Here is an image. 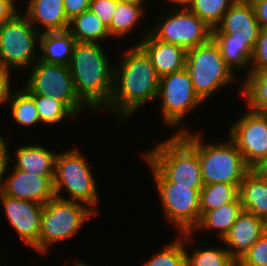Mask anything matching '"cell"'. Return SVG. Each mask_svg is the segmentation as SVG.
<instances>
[{
    "label": "cell",
    "mask_w": 267,
    "mask_h": 266,
    "mask_svg": "<svg viewBox=\"0 0 267 266\" xmlns=\"http://www.w3.org/2000/svg\"><path fill=\"white\" fill-rule=\"evenodd\" d=\"M19 12L18 8L12 6L7 0H0V26L10 21Z\"/></svg>",
    "instance_id": "40"
},
{
    "label": "cell",
    "mask_w": 267,
    "mask_h": 266,
    "mask_svg": "<svg viewBox=\"0 0 267 266\" xmlns=\"http://www.w3.org/2000/svg\"><path fill=\"white\" fill-rule=\"evenodd\" d=\"M212 39L218 45L225 64L233 73H236L235 69L245 67H249L246 75L250 73L253 51L244 42L231 40V35H212Z\"/></svg>",
    "instance_id": "26"
},
{
    "label": "cell",
    "mask_w": 267,
    "mask_h": 266,
    "mask_svg": "<svg viewBox=\"0 0 267 266\" xmlns=\"http://www.w3.org/2000/svg\"><path fill=\"white\" fill-rule=\"evenodd\" d=\"M201 132L180 135L197 151L204 185L211 183L240 184L251 168L230 137L226 142L204 143ZM202 139V140H201Z\"/></svg>",
    "instance_id": "3"
},
{
    "label": "cell",
    "mask_w": 267,
    "mask_h": 266,
    "mask_svg": "<svg viewBox=\"0 0 267 266\" xmlns=\"http://www.w3.org/2000/svg\"><path fill=\"white\" fill-rule=\"evenodd\" d=\"M16 92V93H14ZM10 95L8 104L12 113V117L17 124L22 126H36L39 124L40 118L34 102V98L23 88L20 91H14Z\"/></svg>",
    "instance_id": "30"
},
{
    "label": "cell",
    "mask_w": 267,
    "mask_h": 266,
    "mask_svg": "<svg viewBox=\"0 0 267 266\" xmlns=\"http://www.w3.org/2000/svg\"><path fill=\"white\" fill-rule=\"evenodd\" d=\"M242 211L243 208L240 198L219 208L207 211L200 217L199 223L191 233L212 230V232H216V236L221 241L234 225Z\"/></svg>",
    "instance_id": "23"
},
{
    "label": "cell",
    "mask_w": 267,
    "mask_h": 266,
    "mask_svg": "<svg viewBox=\"0 0 267 266\" xmlns=\"http://www.w3.org/2000/svg\"><path fill=\"white\" fill-rule=\"evenodd\" d=\"M80 152L77 148L57 152L53 180L55 197L84 203L99 215L98 209H95L99 203L97 183L90 165ZM63 189L69 197L61 195Z\"/></svg>",
    "instance_id": "5"
},
{
    "label": "cell",
    "mask_w": 267,
    "mask_h": 266,
    "mask_svg": "<svg viewBox=\"0 0 267 266\" xmlns=\"http://www.w3.org/2000/svg\"><path fill=\"white\" fill-rule=\"evenodd\" d=\"M100 44L76 42L68 65L75 92L88 112L106 110L113 92L114 66Z\"/></svg>",
    "instance_id": "2"
},
{
    "label": "cell",
    "mask_w": 267,
    "mask_h": 266,
    "mask_svg": "<svg viewBox=\"0 0 267 266\" xmlns=\"http://www.w3.org/2000/svg\"><path fill=\"white\" fill-rule=\"evenodd\" d=\"M24 88L30 95L53 97L61 101L76 117L87 108L78 98L69 66L37 60L30 68Z\"/></svg>",
    "instance_id": "10"
},
{
    "label": "cell",
    "mask_w": 267,
    "mask_h": 266,
    "mask_svg": "<svg viewBox=\"0 0 267 266\" xmlns=\"http://www.w3.org/2000/svg\"><path fill=\"white\" fill-rule=\"evenodd\" d=\"M114 68L113 92L108 112L126 120L146 102L157 99L160 77L147 53L136 45L125 51Z\"/></svg>",
    "instance_id": "1"
},
{
    "label": "cell",
    "mask_w": 267,
    "mask_h": 266,
    "mask_svg": "<svg viewBox=\"0 0 267 266\" xmlns=\"http://www.w3.org/2000/svg\"><path fill=\"white\" fill-rule=\"evenodd\" d=\"M162 104L163 121L168 127L178 128L174 134H181L189 129L180 125L184 116L203 102L193 88L192 80L188 71L184 68L160 77L157 99ZM181 128V129H180Z\"/></svg>",
    "instance_id": "11"
},
{
    "label": "cell",
    "mask_w": 267,
    "mask_h": 266,
    "mask_svg": "<svg viewBox=\"0 0 267 266\" xmlns=\"http://www.w3.org/2000/svg\"><path fill=\"white\" fill-rule=\"evenodd\" d=\"M76 40L68 30L41 32L39 36V60L50 64L68 66ZM41 51V52H40Z\"/></svg>",
    "instance_id": "20"
},
{
    "label": "cell",
    "mask_w": 267,
    "mask_h": 266,
    "mask_svg": "<svg viewBox=\"0 0 267 266\" xmlns=\"http://www.w3.org/2000/svg\"><path fill=\"white\" fill-rule=\"evenodd\" d=\"M169 224L181 233H191L200 221V191L171 182L144 154Z\"/></svg>",
    "instance_id": "7"
},
{
    "label": "cell",
    "mask_w": 267,
    "mask_h": 266,
    "mask_svg": "<svg viewBox=\"0 0 267 266\" xmlns=\"http://www.w3.org/2000/svg\"><path fill=\"white\" fill-rule=\"evenodd\" d=\"M266 231L263 218L243 210L220 242L237 261Z\"/></svg>",
    "instance_id": "17"
},
{
    "label": "cell",
    "mask_w": 267,
    "mask_h": 266,
    "mask_svg": "<svg viewBox=\"0 0 267 266\" xmlns=\"http://www.w3.org/2000/svg\"><path fill=\"white\" fill-rule=\"evenodd\" d=\"M228 132L250 168L267 157V117L264 113L246 111Z\"/></svg>",
    "instance_id": "13"
},
{
    "label": "cell",
    "mask_w": 267,
    "mask_h": 266,
    "mask_svg": "<svg viewBox=\"0 0 267 266\" xmlns=\"http://www.w3.org/2000/svg\"><path fill=\"white\" fill-rule=\"evenodd\" d=\"M267 67V28L261 29L250 64V73Z\"/></svg>",
    "instance_id": "35"
},
{
    "label": "cell",
    "mask_w": 267,
    "mask_h": 266,
    "mask_svg": "<svg viewBox=\"0 0 267 266\" xmlns=\"http://www.w3.org/2000/svg\"><path fill=\"white\" fill-rule=\"evenodd\" d=\"M74 266H89V265H86L85 263H83L82 261H77L74 263Z\"/></svg>",
    "instance_id": "44"
},
{
    "label": "cell",
    "mask_w": 267,
    "mask_h": 266,
    "mask_svg": "<svg viewBox=\"0 0 267 266\" xmlns=\"http://www.w3.org/2000/svg\"><path fill=\"white\" fill-rule=\"evenodd\" d=\"M7 1H8L12 6H14L15 8L17 7V6H15V5H17V4H15L17 0H7Z\"/></svg>",
    "instance_id": "45"
},
{
    "label": "cell",
    "mask_w": 267,
    "mask_h": 266,
    "mask_svg": "<svg viewBox=\"0 0 267 266\" xmlns=\"http://www.w3.org/2000/svg\"><path fill=\"white\" fill-rule=\"evenodd\" d=\"M98 215L88 205L54 197L43 205L38 243L33 250L48 253L50 246L74 238L84 222Z\"/></svg>",
    "instance_id": "6"
},
{
    "label": "cell",
    "mask_w": 267,
    "mask_h": 266,
    "mask_svg": "<svg viewBox=\"0 0 267 266\" xmlns=\"http://www.w3.org/2000/svg\"><path fill=\"white\" fill-rule=\"evenodd\" d=\"M68 31L76 42L100 43L111 38L108 28L90 9L70 20Z\"/></svg>",
    "instance_id": "25"
},
{
    "label": "cell",
    "mask_w": 267,
    "mask_h": 266,
    "mask_svg": "<svg viewBox=\"0 0 267 266\" xmlns=\"http://www.w3.org/2000/svg\"><path fill=\"white\" fill-rule=\"evenodd\" d=\"M240 184L211 183L200 191V217L207 211L219 208L239 198Z\"/></svg>",
    "instance_id": "28"
},
{
    "label": "cell",
    "mask_w": 267,
    "mask_h": 266,
    "mask_svg": "<svg viewBox=\"0 0 267 266\" xmlns=\"http://www.w3.org/2000/svg\"><path fill=\"white\" fill-rule=\"evenodd\" d=\"M251 170L262 180L267 182V157L260 160Z\"/></svg>",
    "instance_id": "42"
},
{
    "label": "cell",
    "mask_w": 267,
    "mask_h": 266,
    "mask_svg": "<svg viewBox=\"0 0 267 266\" xmlns=\"http://www.w3.org/2000/svg\"><path fill=\"white\" fill-rule=\"evenodd\" d=\"M143 34L141 40L137 39L136 45H139L150 57L159 77L185 68L186 49L154 38L149 33V28Z\"/></svg>",
    "instance_id": "18"
},
{
    "label": "cell",
    "mask_w": 267,
    "mask_h": 266,
    "mask_svg": "<svg viewBox=\"0 0 267 266\" xmlns=\"http://www.w3.org/2000/svg\"><path fill=\"white\" fill-rule=\"evenodd\" d=\"M222 246L197 248L191 254L186 250V266H237V261Z\"/></svg>",
    "instance_id": "31"
},
{
    "label": "cell",
    "mask_w": 267,
    "mask_h": 266,
    "mask_svg": "<svg viewBox=\"0 0 267 266\" xmlns=\"http://www.w3.org/2000/svg\"><path fill=\"white\" fill-rule=\"evenodd\" d=\"M90 1L91 0H63L64 12L68 21L88 10Z\"/></svg>",
    "instance_id": "37"
},
{
    "label": "cell",
    "mask_w": 267,
    "mask_h": 266,
    "mask_svg": "<svg viewBox=\"0 0 267 266\" xmlns=\"http://www.w3.org/2000/svg\"><path fill=\"white\" fill-rule=\"evenodd\" d=\"M185 69L190 75L194 91L203 102L236 80V74L225 64L212 38L187 50Z\"/></svg>",
    "instance_id": "8"
},
{
    "label": "cell",
    "mask_w": 267,
    "mask_h": 266,
    "mask_svg": "<svg viewBox=\"0 0 267 266\" xmlns=\"http://www.w3.org/2000/svg\"><path fill=\"white\" fill-rule=\"evenodd\" d=\"M261 29L267 28V0H249Z\"/></svg>",
    "instance_id": "39"
},
{
    "label": "cell",
    "mask_w": 267,
    "mask_h": 266,
    "mask_svg": "<svg viewBox=\"0 0 267 266\" xmlns=\"http://www.w3.org/2000/svg\"><path fill=\"white\" fill-rule=\"evenodd\" d=\"M144 2L142 0H118L111 25L108 28L111 38L120 39L134 32L133 29L145 15Z\"/></svg>",
    "instance_id": "24"
},
{
    "label": "cell",
    "mask_w": 267,
    "mask_h": 266,
    "mask_svg": "<svg viewBox=\"0 0 267 266\" xmlns=\"http://www.w3.org/2000/svg\"><path fill=\"white\" fill-rule=\"evenodd\" d=\"M3 138L4 137L3 135H1L0 132V183H1L2 173L7 161V150H8L7 140Z\"/></svg>",
    "instance_id": "41"
},
{
    "label": "cell",
    "mask_w": 267,
    "mask_h": 266,
    "mask_svg": "<svg viewBox=\"0 0 267 266\" xmlns=\"http://www.w3.org/2000/svg\"><path fill=\"white\" fill-rule=\"evenodd\" d=\"M37 108V112L41 123L57 124L69 117L76 116L59 100L49 96L31 95Z\"/></svg>",
    "instance_id": "33"
},
{
    "label": "cell",
    "mask_w": 267,
    "mask_h": 266,
    "mask_svg": "<svg viewBox=\"0 0 267 266\" xmlns=\"http://www.w3.org/2000/svg\"><path fill=\"white\" fill-rule=\"evenodd\" d=\"M168 1V3H171L174 5H177V8L180 7H188L190 5V0H165Z\"/></svg>",
    "instance_id": "43"
},
{
    "label": "cell",
    "mask_w": 267,
    "mask_h": 266,
    "mask_svg": "<svg viewBox=\"0 0 267 266\" xmlns=\"http://www.w3.org/2000/svg\"><path fill=\"white\" fill-rule=\"evenodd\" d=\"M239 198L243 210L267 220V182L252 170L240 183Z\"/></svg>",
    "instance_id": "22"
},
{
    "label": "cell",
    "mask_w": 267,
    "mask_h": 266,
    "mask_svg": "<svg viewBox=\"0 0 267 266\" xmlns=\"http://www.w3.org/2000/svg\"><path fill=\"white\" fill-rule=\"evenodd\" d=\"M14 168L39 176H54L57 153L41 145H25L17 148Z\"/></svg>",
    "instance_id": "21"
},
{
    "label": "cell",
    "mask_w": 267,
    "mask_h": 266,
    "mask_svg": "<svg viewBox=\"0 0 267 266\" xmlns=\"http://www.w3.org/2000/svg\"><path fill=\"white\" fill-rule=\"evenodd\" d=\"M40 32L28 18L17 13L10 21L0 26V66L12 71L24 72L39 59ZM14 68V69H12ZM26 70V71H25Z\"/></svg>",
    "instance_id": "9"
},
{
    "label": "cell",
    "mask_w": 267,
    "mask_h": 266,
    "mask_svg": "<svg viewBox=\"0 0 267 266\" xmlns=\"http://www.w3.org/2000/svg\"><path fill=\"white\" fill-rule=\"evenodd\" d=\"M240 92L249 110L264 113L267 111V67L246 75Z\"/></svg>",
    "instance_id": "27"
},
{
    "label": "cell",
    "mask_w": 267,
    "mask_h": 266,
    "mask_svg": "<svg viewBox=\"0 0 267 266\" xmlns=\"http://www.w3.org/2000/svg\"><path fill=\"white\" fill-rule=\"evenodd\" d=\"M24 15L37 31L38 25L45 29L43 32L66 31L69 21L65 16L63 0H26ZM38 24V25H36ZM43 25V26H42Z\"/></svg>",
    "instance_id": "19"
},
{
    "label": "cell",
    "mask_w": 267,
    "mask_h": 266,
    "mask_svg": "<svg viewBox=\"0 0 267 266\" xmlns=\"http://www.w3.org/2000/svg\"><path fill=\"white\" fill-rule=\"evenodd\" d=\"M143 153L171 182L201 190L204 187L197 151L180 135L159 142Z\"/></svg>",
    "instance_id": "4"
},
{
    "label": "cell",
    "mask_w": 267,
    "mask_h": 266,
    "mask_svg": "<svg viewBox=\"0 0 267 266\" xmlns=\"http://www.w3.org/2000/svg\"><path fill=\"white\" fill-rule=\"evenodd\" d=\"M237 0H193L188 8L209 27L216 28Z\"/></svg>",
    "instance_id": "32"
},
{
    "label": "cell",
    "mask_w": 267,
    "mask_h": 266,
    "mask_svg": "<svg viewBox=\"0 0 267 266\" xmlns=\"http://www.w3.org/2000/svg\"><path fill=\"white\" fill-rule=\"evenodd\" d=\"M237 266H267V231L237 260Z\"/></svg>",
    "instance_id": "34"
},
{
    "label": "cell",
    "mask_w": 267,
    "mask_h": 266,
    "mask_svg": "<svg viewBox=\"0 0 267 266\" xmlns=\"http://www.w3.org/2000/svg\"><path fill=\"white\" fill-rule=\"evenodd\" d=\"M181 236L164 247L165 249L155 252L142 266H186L185 244L191 243L193 233H181Z\"/></svg>",
    "instance_id": "29"
},
{
    "label": "cell",
    "mask_w": 267,
    "mask_h": 266,
    "mask_svg": "<svg viewBox=\"0 0 267 266\" xmlns=\"http://www.w3.org/2000/svg\"><path fill=\"white\" fill-rule=\"evenodd\" d=\"M160 20L156 26H150L149 33L158 40L186 50L207 43L212 38V28L188 7L175 6Z\"/></svg>",
    "instance_id": "12"
},
{
    "label": "cell",
    "mask_w": 267,
    "mask_h": 266,
    "mask_svg": "<svg viewBox=\"0 0 267 266\" xmlns=\"http://www.w3.org/2000/svg\"><path fill=\"white\" fill-rule=\"evenodd\" d=\"M118 0H91L89 9L109 28Z\"/></svg>",
    "instance_id": "36"
},
{
    "label": "cell",
    "mask_w": 267,
    "mask_h": 266,
    "mask_svg": "<svg viewBox=\"0 0 267 266\" xmlns=\"http://www.w3.org/2000/svg\"><path fill=\"white\" fill-rule=\"evenodd\" d=\"M12 72L9 69H0V105L8 103L11 95V75Z\"/></svg>",
    "instance_id": "38"
},
{
    "label": "cell",
    "mask_w": 267,
    "mask_h": 266,
    "mask_svg": "<svg viewBox=\"0 0 267 266\" xmlns=\"http://www.w3.org/2000/svg\"><path fill=\"white\" fill-rule=\"evenodd\" d=\"M7 150V161L2 173L0 190L13 198L28 200L39 204H46L55 197L53 180L54 176H39L14 168L12 174L7 172L11 158Z\"/></svg>",
    "instance_id": "14"
},
{
    "label": "cell",
    "mask_w": 267,
    "mask_h": 266,
    "mask_svg": "<svg viewBox=\"0 0 267 266\" xmlns=\"http://www.w3.org/2000/svg\"><path fill=\"white\" fill-rule=\"evenodd\" d=\"M260 31L252 3L249 0H237L216 28L212 29V35H231V40L244 42L253 51Z\"/></svg>",
    "instance_id": "16"
},
{
    "label": "cell",
    "mask_w": 267,
    "mask_h": 266,
    "mask_svg": "<svg viewBox=\"0 0 267 266\" xmlns=\"http://www.w3.org/2000/svg\"><path fill=\"white\" fill-rule=\"evenodd\" d=\"M0 201L12 229L25 244L33 248L39 240L43 205L10 197L1 190Z\"/></svg>",
    "instance_id": "15"
}]
</instances>
